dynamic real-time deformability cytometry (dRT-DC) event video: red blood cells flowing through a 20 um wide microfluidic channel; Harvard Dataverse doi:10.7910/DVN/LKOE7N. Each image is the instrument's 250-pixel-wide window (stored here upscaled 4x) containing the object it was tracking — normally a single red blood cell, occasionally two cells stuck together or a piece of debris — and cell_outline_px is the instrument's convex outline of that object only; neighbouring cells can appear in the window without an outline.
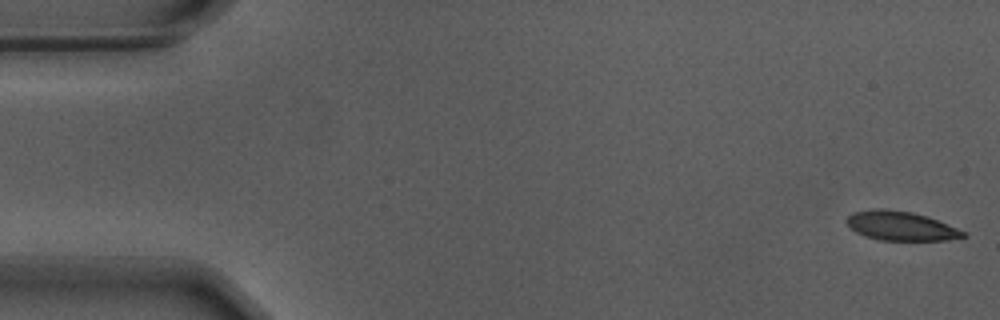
{"species": "Egyptian fruit bat (a non-hibernating species)", "species_latin": "Rousettus aegyptiacus", "temperature_condition": "warm", "stored_images_in_passage": 55, "camera_frame_rate_fps": 3000, "um_per_image_px": 0.085, "animal": {"sex": "male"}, "frame": {"image": 1, "passage_image": 1, "time_ms": 0.0, "image_size_px": [1000, 320], "cell_outline_px": [[968, 236], [948, 240], [880, 240], [864, 236], [856, 232], [848, 224], [848, 216], [852, 212], [876, 208], [884, 208], [912, 212], [936, 220], [956, 228], [964, 232]], "centroid_in_image_um": [76.54, 19.2], "position_along_channel_um": 8.5, "area_um2": 19.54}}
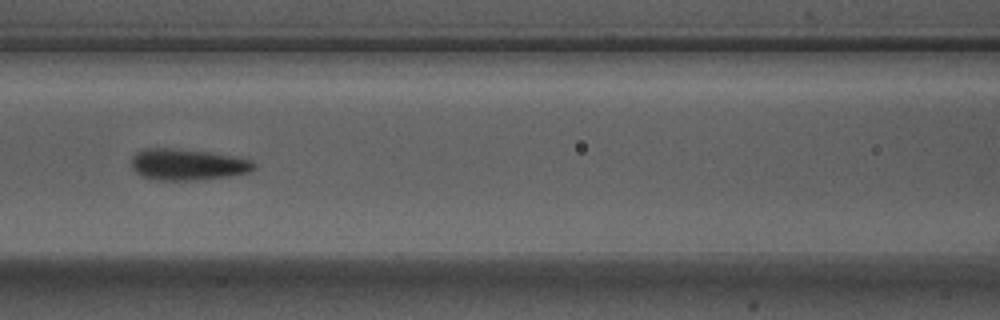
{"frame": {"image": 2, "passage_image": 24, "time_ms": 7.667, "image_size_px": [1000, 320], "cell_outline_px": [[256, 168], [248, 172], [228, 176], [204, 180], [152, 180], [140, 176], [132, 168], [132, 156], [136, 152], [144, 148], [168, 148], [208, 152], [232, 156], [252, 160], [256, 164]], "centroid_in_image_um": [15.91, 14.0], "position_along_channel_um": 150.7, "area_um2": 22.48}}
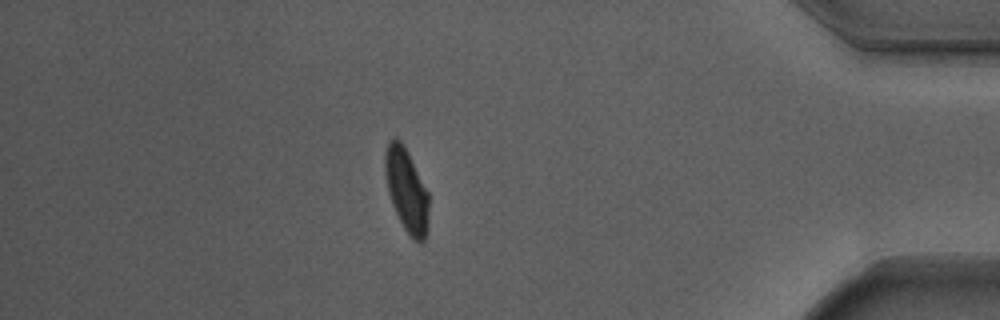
{"frame": {"image": 3, "passage_image": 48, "time_ms": 15.667, "image_size_px": [1000, 320], "cell_outline_px": [[428, 232], [424, 244], [420, 244], [412, 240], [404, 228], [392, 204], [388, 192], [384, 172], [384, 156], [388, 144], [396, 136], [404, 144], [428, 192]], "centroid_in_image_um": [34.57, 16.22], "position_along_channel_um": 400.6, "area_um2": 21.5}, "authors_computed_cell_mechanics": {"area_um2": 21.4438, "velocity_mm_per_s": 3.6828, "shape_relaxation_time_tau1_ms": 4.1229, "shape_relaxation_time_tau2_ms": 0.8178, "deformation_change_tau1": 0.1456, "deformation_change_tau2": 0.057}}